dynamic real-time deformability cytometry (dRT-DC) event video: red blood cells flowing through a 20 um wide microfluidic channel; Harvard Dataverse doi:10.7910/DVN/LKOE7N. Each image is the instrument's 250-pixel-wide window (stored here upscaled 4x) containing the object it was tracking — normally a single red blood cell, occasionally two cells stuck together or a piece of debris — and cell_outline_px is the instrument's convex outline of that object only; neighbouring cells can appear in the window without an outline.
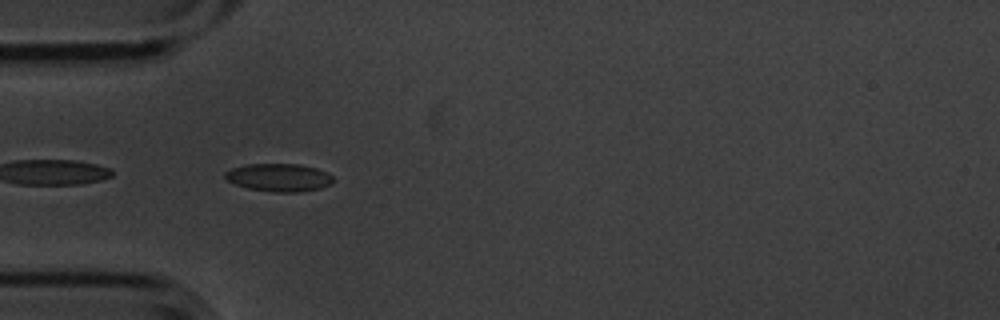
{"species": "common noctule bat (a hibernating species)", "species_latin": "Nyctalus noctula", "temperature_condition": "cold", "stored_images_in_passage": 4, "camera_frame_rate_fps": 3000, "um_per_image_px": 0.085, "animal": {"sex": "male", "body_mass_g": 20.1, "forearm_length_mm": 53.5}, "frame": {"image": 1, "passage_image": 3, "time_ms": 0.667, "image_size_px": [1000, 320], "cell_outline_px": [[336, 180], [332, 184], [320, 188], [300, 192], [276, 192], [248, 188], [236, 184], [228, 180], [224, 176], [224, 172], [232, 168], [244, 164], [300, 164], [316, 168], [328, 172]], "centroid_in_image_um": [23.75, 15.08], "position_along_channel_um": 61.2, "area_um2": 17.69}}